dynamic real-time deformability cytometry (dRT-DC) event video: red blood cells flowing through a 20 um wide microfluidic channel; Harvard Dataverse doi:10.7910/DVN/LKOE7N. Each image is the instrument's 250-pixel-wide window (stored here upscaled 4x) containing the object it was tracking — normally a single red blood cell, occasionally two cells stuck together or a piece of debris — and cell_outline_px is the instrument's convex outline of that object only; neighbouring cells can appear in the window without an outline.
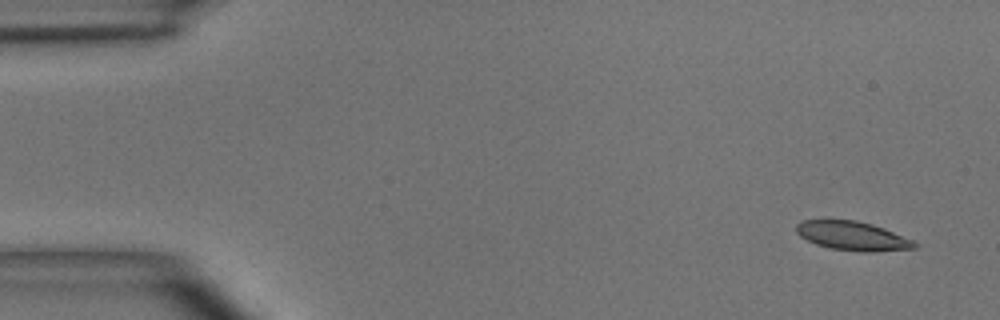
{"species": "common noctule bat (a hibernating species)", "species_latin": "Nyctalus noctula", "temperature_condition": "room temperature", "stored_images_in_passage": 4, "camera_frame_rate_fps": 3000, "um_per_image_px": 0.085, "animal": {"sex": "male", "body_mass_g": 15.6}, "frame": {"image": 1, "passage_image": 1, "time_ms": 0.0, "image_size_px": [1000, 320], "cell_outline_px": [[920, 244], [916, 248], [872, 252], [864, 252], [832, 248], [816, 244], [800, 236], [796, 232], [796, 224], [800, 220], [856, 220], [872, 224], [884, 228], [912, 240]], "centroid_in_image_um": [72.47, 20.05], "position_along_channel_um": 12.5, "area_um2": 19.88}}
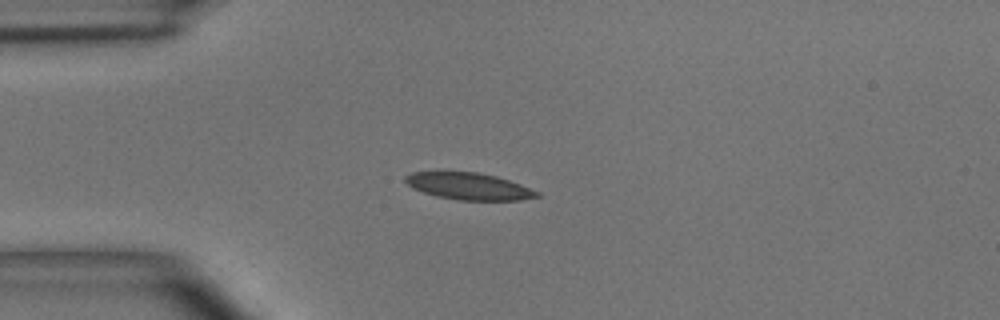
{"frame": {"image": 2, "passage_image": 4, "time_ms": 3.333, "image_size_px": [1000, 320], "cell_outline_px": [[540, 196], [520, 200], [460, 200], [436, 196], [412, 188], [404, 180], [404, 176], [412, 172], [440, 168], [476, 172], [496, 176], [520, 184], [540, 192]], "centroid_in_image_um": [39.75, 15.77], "position_along_channel_um": 45.2, "area_um2": 21.39}}